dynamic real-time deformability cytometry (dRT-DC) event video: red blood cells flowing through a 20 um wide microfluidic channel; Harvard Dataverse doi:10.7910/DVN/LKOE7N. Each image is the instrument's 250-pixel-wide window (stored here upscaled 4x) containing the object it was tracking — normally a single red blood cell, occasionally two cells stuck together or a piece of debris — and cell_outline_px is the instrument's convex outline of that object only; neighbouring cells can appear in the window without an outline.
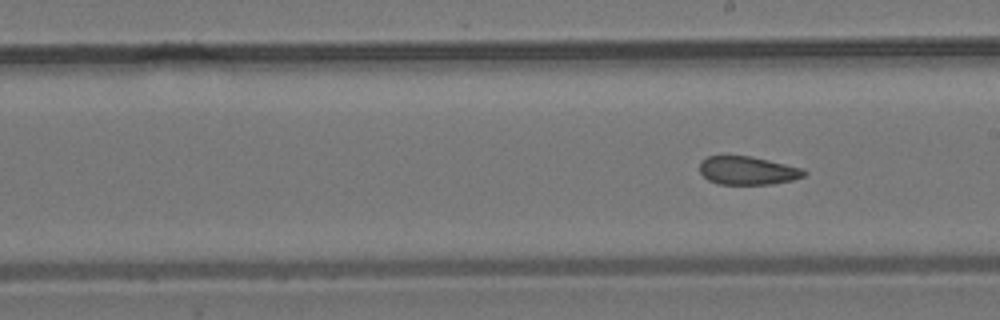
{"species": "common noctule bat (a hibernating species)", "species_latin": "Nyctalus noctula", "temperature_condition": "room temperature", "stored_images_in_passage": 31, "segment_of_instrument_passage": [2, 2], "camera_frame_rate_fps": 3000, "um_per_image_px": 0.085, "animal": {"sex": "male", "body_mass_g": 19.2, "forearm_length_mm": 51.8}, "frame": {"image": 1, "passage_image": 31, "time_ms": 10.0, "image_size_px": [1000, 320], "cell_outline_px": [[808, 172], [804, 176], [792, 180], [772, 184], [716, 184], [708, 180], [700, 172], [700, 160], [708, 156], [752, 156], [804, 168]], "centroid_in_image_um": [63.56, 14.49], "position_along_channel_um": 225.4, "area_um2": 17.4}}